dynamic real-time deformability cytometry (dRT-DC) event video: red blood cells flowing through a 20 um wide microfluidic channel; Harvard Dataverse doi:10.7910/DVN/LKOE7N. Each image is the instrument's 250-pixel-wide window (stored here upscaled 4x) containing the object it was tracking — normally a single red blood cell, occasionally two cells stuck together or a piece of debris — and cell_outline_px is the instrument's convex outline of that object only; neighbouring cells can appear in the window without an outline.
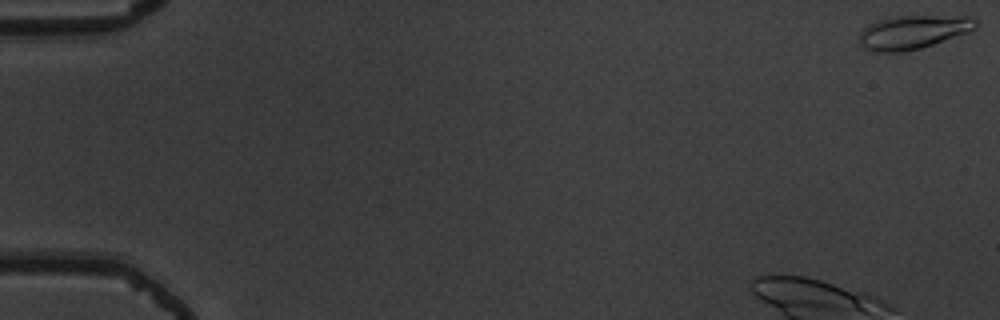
{"species": "common noctule bat (a hibernating species)", "species_latin": "Nyctalus noctula", "temperature_condition": "warm", "stored_images_in_passage": 14, "camera_frame_rate_fps": 3000, "um_per_image_px": 0.085, "animal": {"sex": "male", "body_mass_g": 19.5, "forearm_length_mm": 54.6}, "frame": {"image": 1, "passage_image": 1, "time_ms": 0.0, "image_size_px": [1000, 320], "cell_outline_px": [[976, 28], [968, 32], [920, 48], [904, 52], [872, 52], [864, 48], [860, 44], [860, 32], [868, 24], [880, 20], [896, 16], [976, 16]], "centroid_in_image_um": [77.6, 2.73], "position_along_channel_um": 7.4, "area_um2": 22.77}}